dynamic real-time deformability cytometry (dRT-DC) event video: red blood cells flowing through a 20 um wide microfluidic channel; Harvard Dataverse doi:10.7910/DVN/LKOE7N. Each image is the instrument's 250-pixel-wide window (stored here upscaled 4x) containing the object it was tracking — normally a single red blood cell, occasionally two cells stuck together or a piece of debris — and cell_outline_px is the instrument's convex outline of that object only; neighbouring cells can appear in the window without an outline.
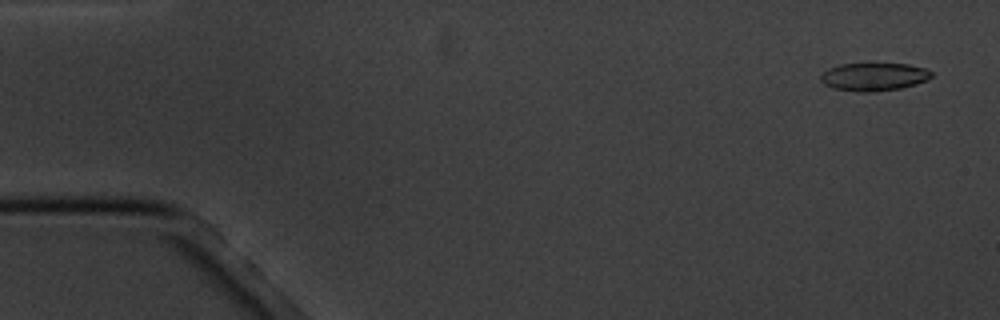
{"species": "common noctule bat (a hibernating species)", "species_latin": "Nyctalus noctula", "temperature_condition": "cold", "stored_images_in_passage": 4, "camera_frame_rate_fps": 3000, "um_per_image_px": 0.085, "animal": {"sex": "male", "body_mass_g": 20.1, "forearm_length_mm": 53.5}, "frame": {"image": 1, "passage_image": 1, "time_ms": 0.0, "image_size_px": [1000, 320], "cell_outline_px": [[932, 76], [928, 80], [916, 84], [900, 88], [876, 92], [864, 92], [832, 88], [824, 84], [820, 80], [820, 76], [828, 68], [840, 64], [908, 64], [924, 68], [932, 72]], "centroid_in_image_um": [74.28, 6.53], "position_along_channel_um": 10.7, "area_um2": 18.03}}
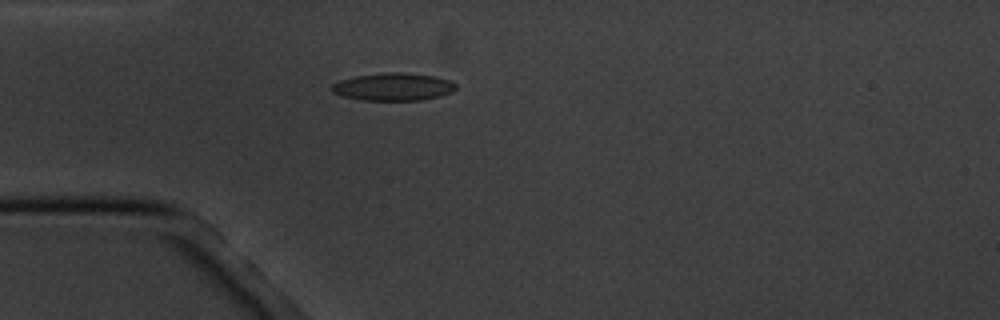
{"frame": {"image": 2, "passage_image": 4, "time_ms": 4.333, "image_size_px": [1000, 320], "cell_outline_px": [[456, 88], [452, 92], [440, 96], [420, 100], [360, 100], [344, 96], [332, 92], [328, 88], [332, 84], [340, 80], [356, 76], [384, 72], [404, 72], [432, 76], [448, 80], [456, 84]], "centroid_in_image_um": [33.39, 7.38], "position_along_channel_um": 51.6, "area_um2": 20.0}}